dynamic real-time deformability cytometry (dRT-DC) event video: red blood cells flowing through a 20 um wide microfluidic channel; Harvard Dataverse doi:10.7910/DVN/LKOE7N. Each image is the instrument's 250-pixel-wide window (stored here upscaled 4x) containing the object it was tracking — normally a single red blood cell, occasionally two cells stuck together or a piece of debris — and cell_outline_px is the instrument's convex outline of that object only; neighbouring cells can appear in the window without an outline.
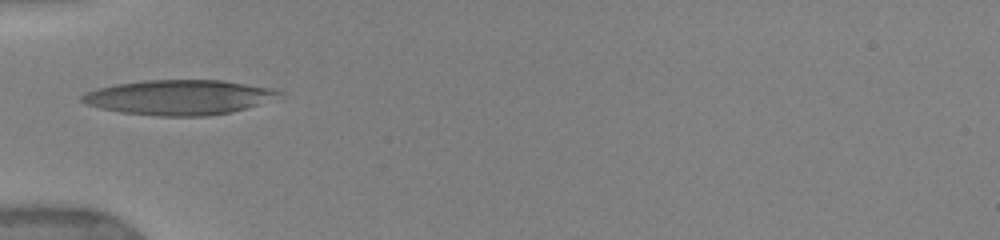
{"species": "human", "species_latin": "Homo sapiens", "temperature_condition": "warm", "stored_images_in_passage": 51, "camera_frame_rate_fps": 3000, "um_per_image_px": 0.085, "donor": {"sex": "female"}, "frame": {"image": 1, "passage_image": 1, "time_ms": 0.0, "image_size_px": [1000, 240], "cell_outline_px": [[284, 92], [248, 108], [232, 112], [204, 116], [160, 116], [120, 112], [100, 108], [84, 104], [80, 100], [80, 96], [96, 88], [116, 84], [144, 80], [224, 80], [276, 88]], "centroid_in_image_um": [15.19, 8.26], "position_along_channel_um": 69.8, "area_um2": 40.06}}
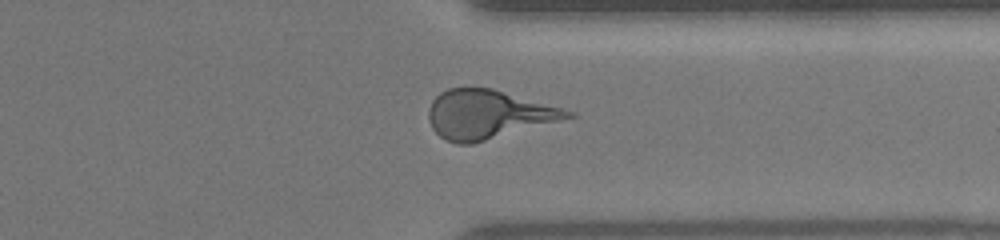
{"frame": {"image": 2, "passage_image": 35, "time_ms": 7.667, "image_size_px": [1000, 240], "cell_outline_px": [[576, 116], [472, 144], [456, 144], [444, 140], [432, 128], [428, 120], [428, 108], [432, 100], [440, 92], [448, 88], [492, 88], [576, 112]], "centroid_in_image_um": [41.44, 9.73], "position_along_channel_um": 370.0, "area_um2": 39.42}}
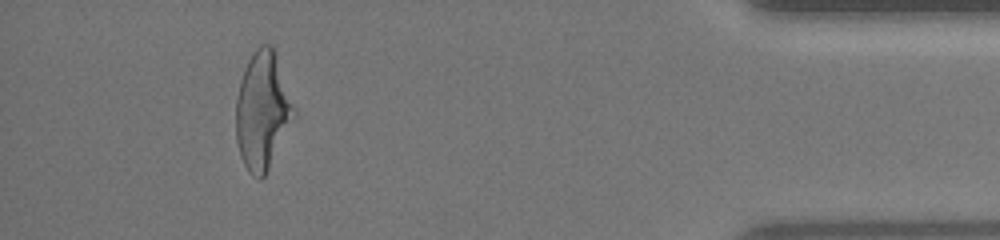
{"frame": {"image": 3, "passage_image": 45, "time_ms": 10.0, "image_size_px": [1000, 240], "cell_outline_px": [[296, 116], [264, 176], [260, 180], [252, 176], [248, 172], [240, 156], [236, 140], [236, 100], [240, 80], [244, 68], [252, 52], [260, 44], [272, 44], [296, 112]], "centroid_in_image_um": [22.29, 9.41], "position_along_channel_um": 412.9, "area_um2": 39.65}, "authors_computed_cell_mechanics": {"area_um2": 38.6104, "velocity_mm_per_s": 3.9173, "shape_relaxation_time_tau1_ms": 6.8903, "shape_relaxation_time_tau2_ms": 0.8845, "deformation_change_tau1": 0.2767, "deformation_change_tau2": 0.1154}}